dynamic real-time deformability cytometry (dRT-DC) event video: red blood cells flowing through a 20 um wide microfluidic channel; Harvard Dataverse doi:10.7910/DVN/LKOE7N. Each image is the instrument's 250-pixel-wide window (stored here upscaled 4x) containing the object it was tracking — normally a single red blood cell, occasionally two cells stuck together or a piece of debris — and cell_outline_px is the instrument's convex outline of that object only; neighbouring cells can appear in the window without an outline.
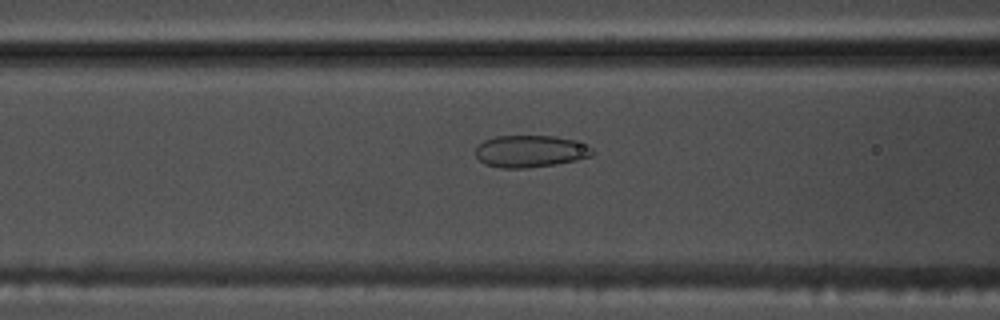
{"species": "common noctule bat (a hibernating species)", "species_latin": "Nyctalus noctula", "temperature_condition": "warm", "stored_images_in_passage": 54, "camera_frame_rate_fps": 3000, "um_per_image_px": 0.085, "animal": {"sex": "male", "body_mass_g": 17.5, "forearm_length_mm": 52.3}, "frame": {"image": 1, "passage_image": 22, "time_ms": 7.0, "image_size_px": [1000, 320], "cell_outline_px": [[596, 152], [592, 156], [576, 160], [556, 164], [528, 168], [500, 168], [484, 164], [476, 156], [476, 148], [484, 140], [496, 136], [556, 136], [572, 140], [592, 148]], "centroid_in_image_um": [45.07, 12.87], "position_along_channel_um": 121.5, "area_um2": 21.79}}
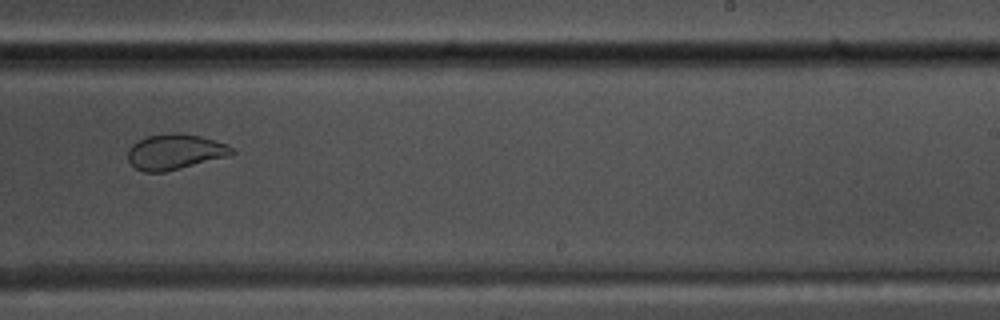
{"frame": {"image": 2, "passage_image": 34, "time_ms": 11.0, "image_size_px": [1000, 320], "cell_outline_px": [[236, 152], [228, 156], [164, 172], [144, 172], [136, 168], [128, 160], [128, 148], [132, 144], [148, 136], [172, 132], [180, 132], [200, 136], [228, 144]], "centroid_in_image_um": [14.87, 12.89], "position_along_channel_um": 274.1, "area_um2": 21.39}}
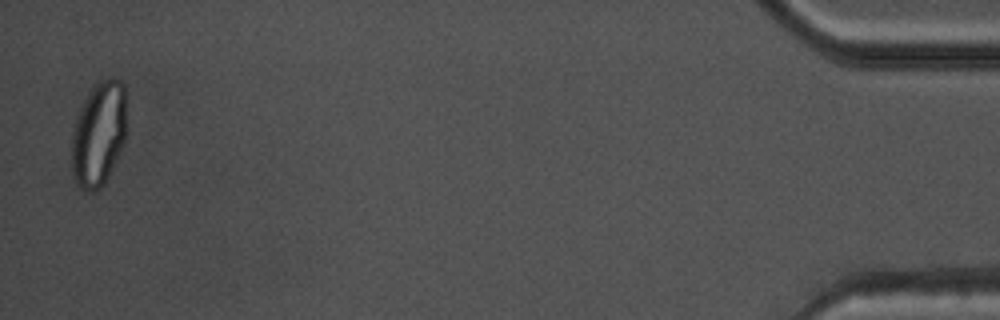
{"frame": {"image": 3, "passage_image": 53, "time_ms": 17.333, "image_size_px": [1000, 320], "cell_outline_px": [[124, 140], [108, 176], [104, 184], [100, 188], [92, 192], [80, 188], [76, 184], [72, 176], [72, 132], [80, 108], [84, 100], [92, 88], [100, 80], [112, 76], [120, 80], [124, 84]], "centroid_in_image_um": [8.35, 11.39], "position_along_channel_um": 426.8, "area_um2": 33.0}}